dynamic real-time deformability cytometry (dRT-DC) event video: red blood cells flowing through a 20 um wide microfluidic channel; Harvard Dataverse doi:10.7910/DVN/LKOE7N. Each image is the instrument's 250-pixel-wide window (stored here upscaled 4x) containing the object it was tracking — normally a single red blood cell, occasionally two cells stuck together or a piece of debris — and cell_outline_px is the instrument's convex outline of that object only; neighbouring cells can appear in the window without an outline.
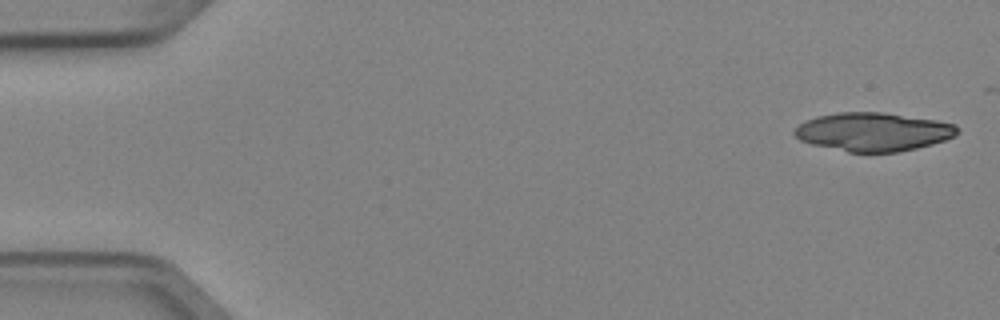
{"species": "Egyptian fruit bat (a non-hibernating species)", "species_latin": "Rousettus aegyptiacus", "temperature_condition": "cold", "stored_images_in_passage": 5, "camera_frame_rate_fps": 3000, "um_per_image_px": 0.085, "animal": {"sex": "female"}, "frame": {"image": 1, "passage_image": 1, "time_ms": 0.0, "image_size_px": [1000, 320], "cell_outline_px": [[960, 132], [956, 136], [932, 144], [900, 152], [848, 152], [812, 144], [800, 140], [792, 132], [804, 120], [816, 116], [836, 112], [884, 112], [936, 120], [956, 124], [960, 128]], "centroid_in_image_um": [74.25, 11.2], "position_along_channel_um": 10.8, "area_um2": 36.82}}